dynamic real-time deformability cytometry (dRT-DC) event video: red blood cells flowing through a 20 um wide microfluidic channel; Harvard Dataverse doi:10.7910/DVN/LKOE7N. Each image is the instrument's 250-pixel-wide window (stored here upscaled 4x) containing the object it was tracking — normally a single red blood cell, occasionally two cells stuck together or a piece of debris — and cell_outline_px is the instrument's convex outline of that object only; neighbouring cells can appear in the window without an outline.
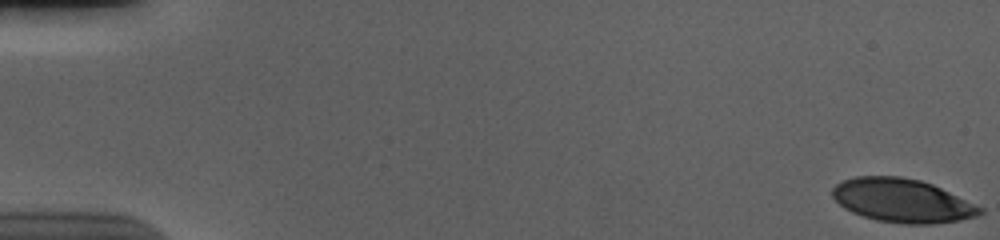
{"species": "human", "species_latin": "Homo sapiens", "temperature_condition": "cold", "stored_images_in_passage": 57, "camera_frame_rate_fps": 3000, "um_per_image_px": 0.085, "donor": {"sex": "male"}, "frame": {"image": 1, "passage_image": 1, "time_ms": 0.0, "image_size_px": [1000, 240], "cell_outline_px": [[984, 212], [976, 216], [960, 220], [928, 224], [904, 224], [876, 220], [852, 212], [844, 208], [832, 196], [832, 188], [836, 184], [844, 180], [856, 176], [900, 176], [920, 180], [932, 184], [984, 208]], "centroid_in_image_um": [76.69, 17.05], "position_along_channel_um": 8.3, "area_um2": 37.34}}
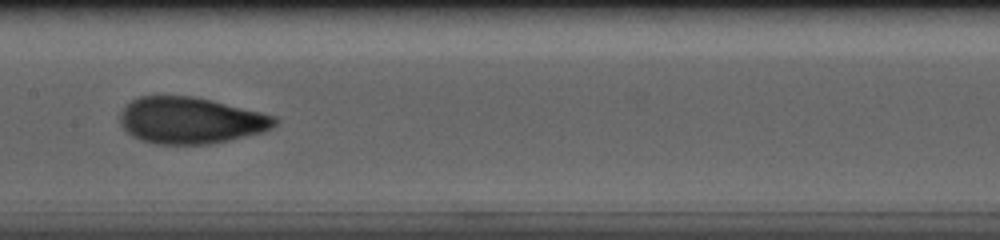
{"frame": {"image": 2, "passage_image": 30, "time_ms": 9.667, "image_size_px": [1000, 240], "cell_outline_px": [[280, 120], [272, 128], [264, 132], [212, 144], [152, 144], [140, 140], [132, 136], [120, 124], [120, 112], [132, 100], [140, 96], [192, 96], [212, 100], [276, 116]], "centroid_in_image_um": [16.22, 10.24], "position_along_channel_um": 191.2, "area_um2": 42.08}}
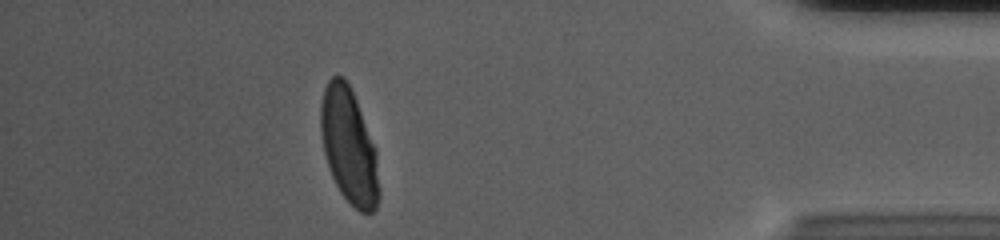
{"frame": {"image": 3, "passage_image": 51, "time_ms": 16.667, "image_size_px": [1000, 240], "cell_outline_px": [[380, 196], [376, 208], [372, 212], [360, 212], [340, 192], [332, 176], [324, 152], [320, 132], [320, 104], [324, 88], [328, 80], [332, 76], [344, 76], [356, 100], [376, 148], [380, 192]], "centroid_in_image_um": [29.66, 12.4], "position_along_channel_um": 405.5, "area_um2": 39.19}, "authors_computed_cell_mechanics": {"area_um2": 40.3444, "velocity_mm_per_s": 3.6732, "shape_relaxation_time_tau1_ms": 3.8228, "shape_relaxation_time_tau2_ms": 0.8327, "deformation_change_tau1": 0.1979, "deformation_change_tau2": 0.0586}}